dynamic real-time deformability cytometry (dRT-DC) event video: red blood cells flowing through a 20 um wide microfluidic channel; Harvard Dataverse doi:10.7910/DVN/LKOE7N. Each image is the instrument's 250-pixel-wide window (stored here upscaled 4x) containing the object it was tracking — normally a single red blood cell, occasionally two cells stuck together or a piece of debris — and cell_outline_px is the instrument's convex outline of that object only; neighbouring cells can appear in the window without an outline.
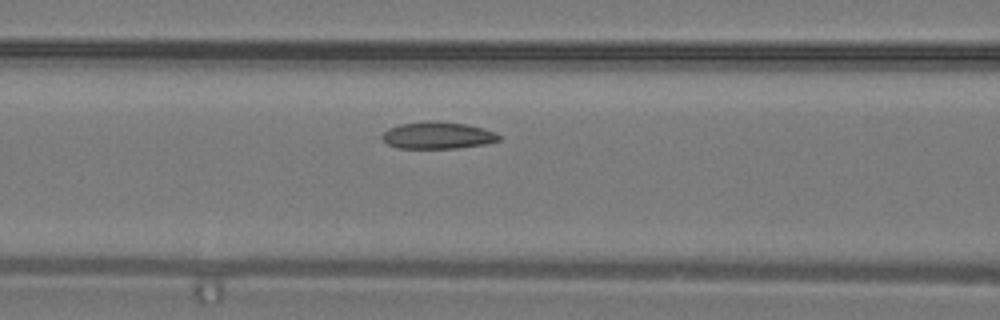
{"species": "common noctule bat (a hibernating species)", "species_latin": "Nyctalus noctula", "temperature_condition": "warm", "stored_images_in_passage": 10, "camera_frame_rate_fps": 3000, "um_per_image_px": 0.085, "animal": {"sex": "male", "body_mass_g": 19.2, "forearm_length_mm": 51.8}, "frame": {"image": 1, "passage_image": 4, "time_ms": 1.0, "image_size_px": [1000, 320], "cell_outline_px": [[500, 140], [484, 144], [456, 148], [400, 148], [388, 144], [380, 136], [388, 128], [400, 124], [424, 120], [428, 120], [464, 124], [484, 128], [496, 132], [500, 136]], "centroid_in_image_um": [37.19, 11.5], "position_along_channel_um": 129.4, "area_um2": 18.32}}
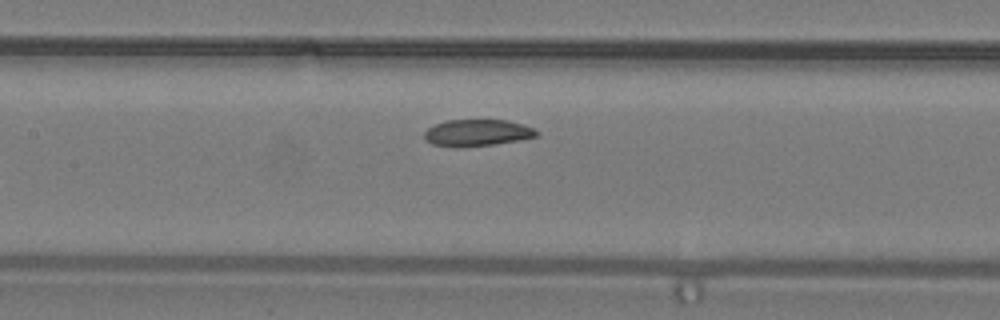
{"frame": {"image": 2, "passage_image": 6, "time_ms": 1.667, "image_size_px": [1000, 320], "cell_outline_px": [[540, 136], [520, 140], [492, 144], [432, 144], [424, 140], [424, 132], [428, 128], [444, 120], [508, 120], [524, 124], [536, 128], [540, 132]], "centroid_in_image_um": [40.67, 11.23], "position_along_channel_um": 166.7, "area_um2": 16.94}}
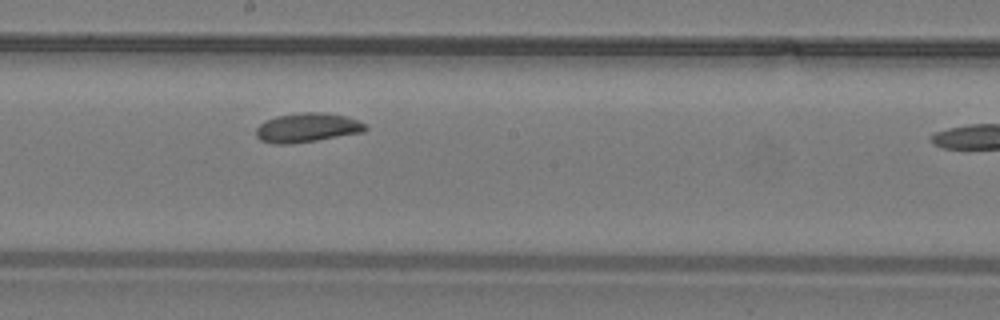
{"frame": {"image": 3, "passage_image": 9, "time_ms": 2.667, "image_size_px": [1000, 320], "cell_outline_px": [[368, 128], [364, 132], [292, 144], [272, 144], [260, 140], [256, 136], [256, 128], [264, 120], [276, 116], [300, 112], [320, 112], [344, 116], [356, 120], [364, 124]], "centroid_in_image_um": [26.06, 10.85], "position_along_channel_um": 222.1, "area_um2": 18.61}}